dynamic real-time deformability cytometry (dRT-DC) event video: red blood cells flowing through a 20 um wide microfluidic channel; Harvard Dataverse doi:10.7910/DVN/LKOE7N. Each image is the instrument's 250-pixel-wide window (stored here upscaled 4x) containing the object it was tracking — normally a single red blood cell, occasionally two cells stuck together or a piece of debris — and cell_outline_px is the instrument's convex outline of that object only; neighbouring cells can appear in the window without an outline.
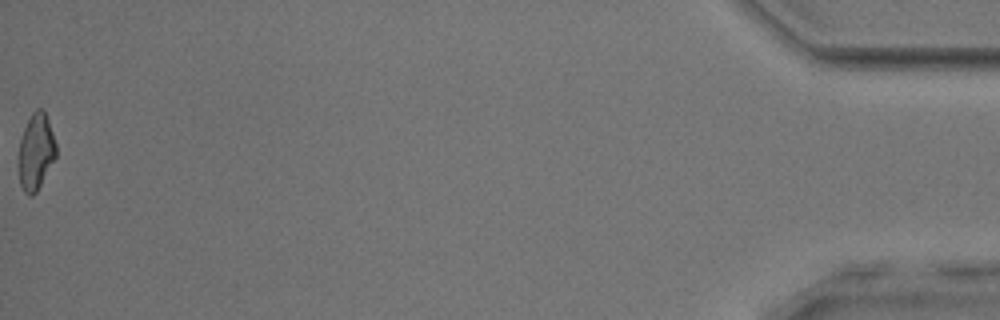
{"species": "common noctule bat (a hibernating species)", "species_latin": "Nyctalus noctula", "temperature_condition": "room temperature", "stored_images_in_passage": 39, "camera_frame_rate_fps": 3000, "um_per_image_px": 0.085, "animal": {"sex": "male", "body_mass_g": 17.9, "forearm_length_mm": 54.2}, "frame": {"image": 1, "passage_image": 39, "time_ms": 12.667, "image_size_px": [1000, 320], "cell_outline_px": [[56, 156], [36, 192], [32, 196], [28, 196], [24, 192], [20, 184], [20, 140], [24, 128], [32, 112], [36, 108], [44, 108], [56, 144]], "centroid_in_image_um": [3.07, 12.87], "position_along_channel_um": 432.1, "area_um2": 16.3}, "authors_computed_cell_mechanics": {"area_um2": 17.3978, "velocity_mm_per_s": 3.8939, "shape_relaxation_time_tau1_ms": 8.4029, "shape_relaxation_time_tau2_ms": 2.4244, "deformation_change_tau1": 0.211, "deformation_change_tau2": 0.1145}}